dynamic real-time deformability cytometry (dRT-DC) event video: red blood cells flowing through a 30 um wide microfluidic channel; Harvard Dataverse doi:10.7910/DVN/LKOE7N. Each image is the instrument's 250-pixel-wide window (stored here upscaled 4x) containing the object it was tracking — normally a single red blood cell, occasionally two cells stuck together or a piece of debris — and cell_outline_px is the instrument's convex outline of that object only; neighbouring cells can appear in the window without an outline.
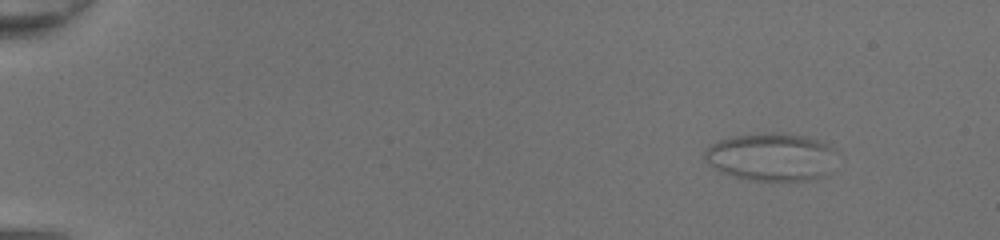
{"species": "common noctule bat (a hibernating species)", "species_latin": "Nyctalus noctula", "temperature_condition": "room temperature", "stored_images_in_passage": 50, "camera_frame_rate_fps": 3000, "um_per_image_px": 0.085, "animal": {"sex": "female", "body_mass_g": 20.0, "forearm_length_mm": 54.0}, "frame": {"image": 1, "passage_image": 7, "time_ms": 2.0, "image_size_px": [1000, 240], "cell_outline_px": [[832, 148], [820, 176], [808, 180], [748, 180], [724, 172], [708, 164], [704, 156], [704, 152], [708, 144], [720, 140], [736, 136], [772, 132], [784, 132], [804, 136], [816, 140]], "centroid_in_image_um": [65.37, 13.31], "position_along_channel_um": 19.6, "area_um2": 35.26}}
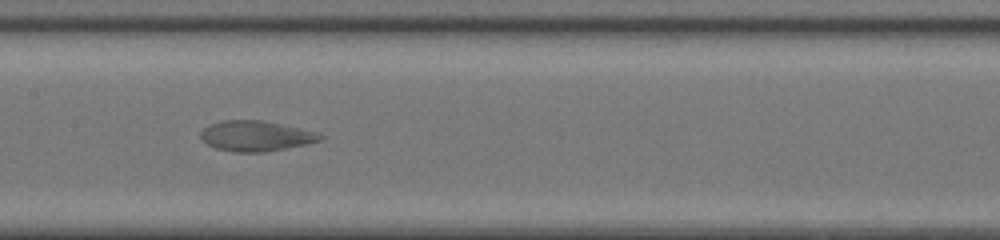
{"frame": {"image": 2, "passage_image": 28, "time_ms": 9.0, "image_size_px": [1000, 240], "cell_outline_px": [[324, 136], [320, 140], [304, 144], [264, 152], [236, 152], [216, 148], [200, 140], [200, 132], [208, 124], [220, 120], [264, 120], [312, 132]], "centroid_in_image_um": [21.63, 11.55], "position_along_channel_um": 185.8, "area_um2": 20.81}}
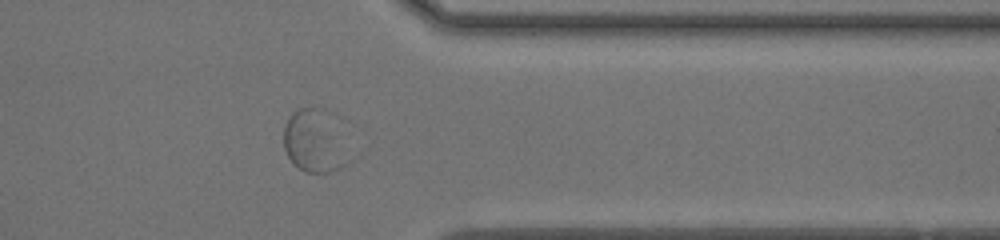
{"frame": {"image": 3, "passage_image": 42, "time_ms": 13.667, "image_size_px": [1000, 240], "cell_outline_px": [[360, 156], [356, 160], [340, 168], [328, 172], [304, 172], [292, 164], [284, 148], [284, 128], [292, 112], [300, 108], [312, 104], [324, 108], [332, 112]], "centroid_in_image_um": [26.97, 11.98], "position_along_channel_um": 384.4, "area_um2": 26.53}}